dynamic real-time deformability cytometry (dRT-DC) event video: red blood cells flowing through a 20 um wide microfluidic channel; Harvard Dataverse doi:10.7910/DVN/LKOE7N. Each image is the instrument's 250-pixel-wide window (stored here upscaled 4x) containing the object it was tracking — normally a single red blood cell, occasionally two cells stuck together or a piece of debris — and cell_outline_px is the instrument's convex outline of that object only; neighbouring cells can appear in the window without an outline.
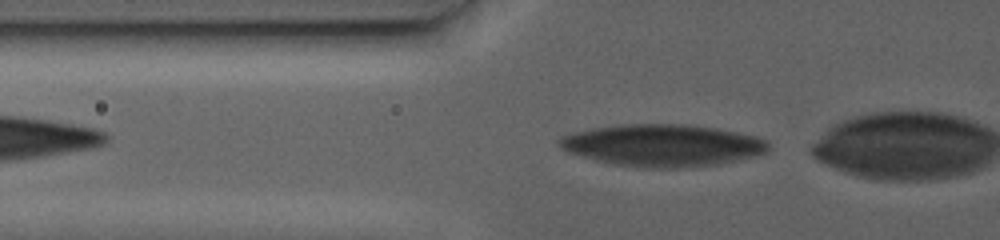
{"species": "human", "species_latin": "Homo sapiens", "temperature_condition": "warm", "stored_images_in_passage": 45, "camera_frame_rate_fps": 3000, "um_per_image_px": 0.085, "donor": {"sex": "female"}, "frame": {"image": 1, "passage_image": 2, "time_ms": 0.667, "image_size_px": [1000, 240], "cell_outline_px": [[768, 148], [764, 152], [752, 156], [720, 164], [676, 168], [648, 168], [616, 164], [596, 160], [568, 152], [560, 148], [556, 144], [556, 140], [560, 136], [592, 128], [628, 124], [684, 124], [716, 128], [756, 136], [764, 140], [768, 144]], "centroid_in_image_um": [56.26, 12.35], "position_along_channel_um": 69.5, "area_um2": 50.86}}
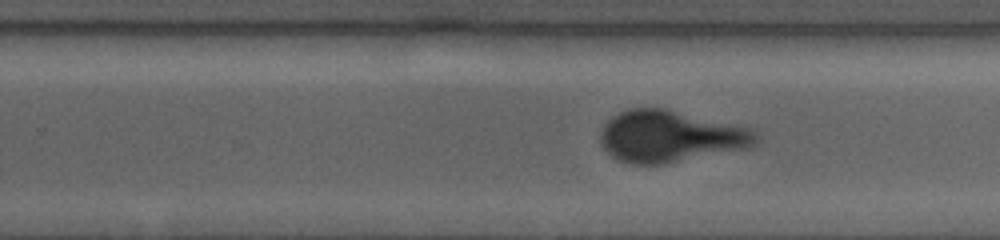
{"frame": {"image": 2, "passage_image": 26, "time_ms": 21.333, "image_size_px": [1000, 240], "cell_outline_px": [[760, 140], [756, 144], [744, 148], [664, 164], [632, 164], [620, 160], [612, 156], [600, 144], [600, 132], [604, 124], [612, 116], [628, 108], [664, 108], [752, 128], [760, 136]], "centroid_in_image_um": [56.96, 11.58], "position_along_channel_um": 272.8, "area_um2": 46.7}}
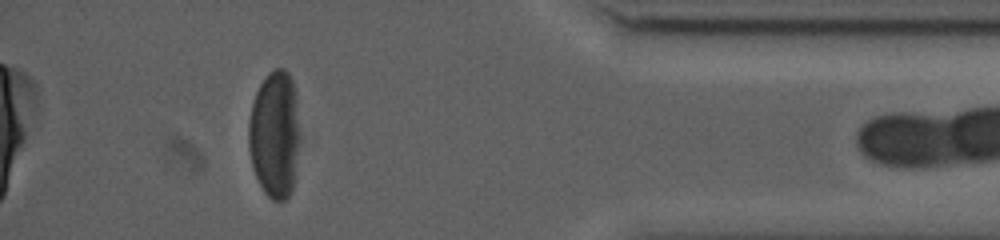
{"frame": {"image": 3, "passage_image": 44, "time_ms": 37.0, "image_size_px": [1000, 240], "cell_outline_px": [[300, 140], [292, 192], [284, 200], [272, 200], [264, 192], [252, 168], [248, 148], [248, 120], [252, 104], [256, 92], [260, 84], [268, 72], [276, 68], [284, 68], [288, 72], [292, 80], [296, 92], [300, 132]], "centroid_in_image_um": [23.36, 11.41], "position_along_channel_um": 411.8, "area_um2": 38.73}}